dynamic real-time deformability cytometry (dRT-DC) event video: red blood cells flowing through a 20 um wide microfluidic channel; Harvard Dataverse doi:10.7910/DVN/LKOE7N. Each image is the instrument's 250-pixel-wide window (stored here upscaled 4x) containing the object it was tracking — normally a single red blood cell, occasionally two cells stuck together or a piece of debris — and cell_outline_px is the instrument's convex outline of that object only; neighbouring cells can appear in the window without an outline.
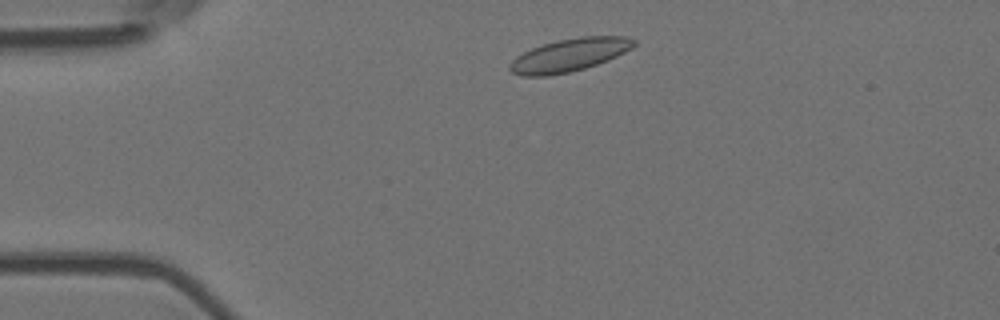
{"species": "Egyptian fruit bat (a non-hibernating species)", "species_latin": "Rousettus aegyptiacus", "temperature_condition": "room temperature", "stored_images_in_passage": 48, "camera_frame_rate_fps": 3000, "um_per_image_px": 0.085, "animal": {"sex": "female"}, "frame": {"image": 1, "passage_image": 4, "time_ms": 1.0, "image_size_px": [1000, 320], "cell_outline_px": [[636, 44], [632, 48], [608, 60], [584, 68], [568, 72], [548, 76], [524, 76], [512, 72], [508, 68], [508, 64], [516, 56], [532, 48], [556, 40], [580, 36], [628, 36], [636, 40]], "centroid_in_image_um": [48.4, 4.67], "position_along_channel_um": 36.6, "area_um2": 23.81}}
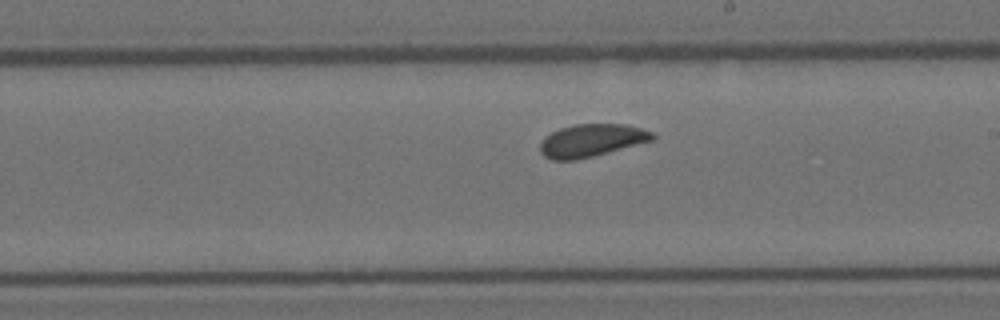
{"frame": {"image": 2, "passage_image": 24, "time_ms": 7.667, "image_size_px": [1000, 320], "cell_outline_px": [[656, 140], [576, 160], [552, 160], [544, 156], [540, 152], [540, 140], [544, 136], [560, 128], [576, 124], [628, 124], [652, 132], [656, 136]], "centroid_in_image_um": [50.28, 11.93], "position_along_channel_um": 238.7, "area_um2": 21.56}}
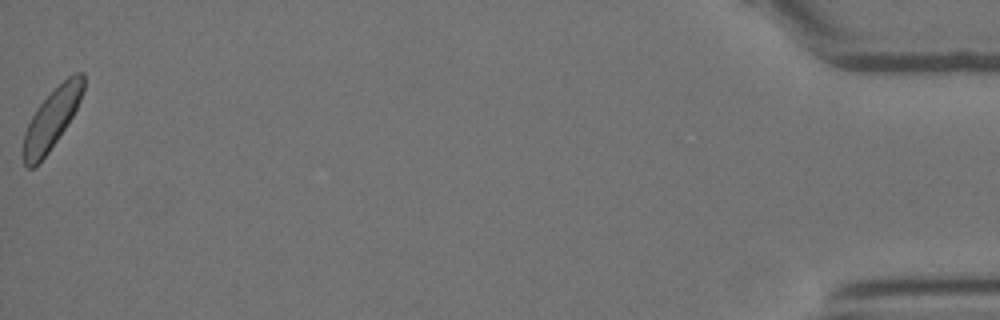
{"frame": {"image": 3, "passage_image": 48, "time_ms": 15.667, "image_size_px": [1000, 320], "cell_outline_px": [[84, 92], [68, 124], [48, 152], [32, 168], [28, 168], [24, 164], [20, 156], [20, 152], [24, 132], [36, 108], [68, 76], [76, 72], [84, 72]], "centroid_in_image_um": [4.36, 10.14], "position_along_channel_um": 430.8, "area_um2": 20.98}, "authors_computed_cell_mechanics": {"area_um2": 21.6172, "velocity_mm_per_s": 3.612, "shape_relaxation_time_tau1_ms": 2.7465, "shape_relaxation_time_tau2_ms": null, "deformation_change_tau1": 0.0659, "deformation_change_tau2": null}}